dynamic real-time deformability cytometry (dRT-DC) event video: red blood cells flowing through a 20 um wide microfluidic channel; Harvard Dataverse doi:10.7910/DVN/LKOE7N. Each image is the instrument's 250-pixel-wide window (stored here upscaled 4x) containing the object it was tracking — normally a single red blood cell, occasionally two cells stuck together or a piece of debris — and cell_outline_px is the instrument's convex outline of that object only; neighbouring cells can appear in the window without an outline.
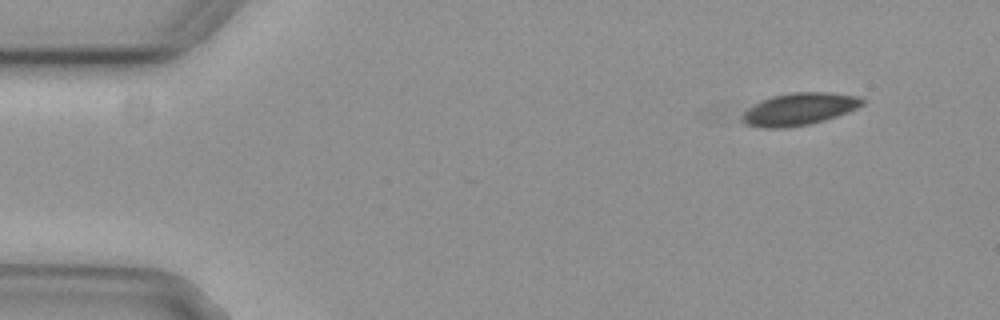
{"species": "common noctule bat (a hibernating species)", "species_latin": "Nyctalus noctula", "temperature_condition": "cold", "stored_images_in_passage": 3, "camera_frame_rate_fps": 3000, "um_per_image_px": 0.085, "animal": {"sex": "female", "body_mass_g": 29.2, "forearm_length_mm": 56.3}, "frame": {"image": 1, "passage_image": 1, "time_ms": 0.0, "image_size_px": [1000, 320], "cell_outline_px": [[864, 104], [848, 112], [824, 120], [808, 124], [784, 128], [760, 128], [744, 124], [740, 120], [740, 116], [748, 108], [760, 100], [772, 96], [792, 92], [832, 92], [860, 96], [864, 100]], "centroid_in_image_um": [67.9, 9.27], "position_along_channel_um": 17.1, "area_um2": 22.83}}